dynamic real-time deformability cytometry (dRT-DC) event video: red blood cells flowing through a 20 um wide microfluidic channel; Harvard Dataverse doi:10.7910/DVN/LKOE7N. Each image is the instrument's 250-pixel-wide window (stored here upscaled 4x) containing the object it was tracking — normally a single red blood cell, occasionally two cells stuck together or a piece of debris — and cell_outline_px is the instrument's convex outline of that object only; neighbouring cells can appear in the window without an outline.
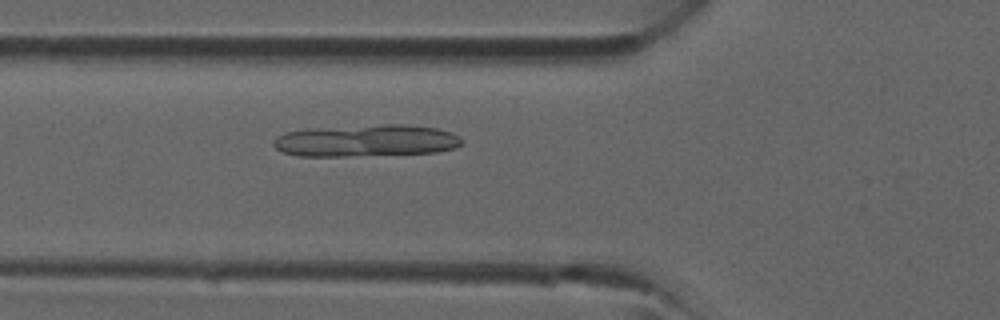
{"species": "common noctule bat (a hibernating species)", "species_latin": "Nyctalus noctula", "temperature_condition": "room temperature", "stored_images_in_passage": 41, "camera_frame_rate_fps": 3000, "um_per_image_px": 0.085, "animal": {"sex": "male", "forearm_length_mm": 52.5}, "frame": {"image": 1, "passage_image": 15, "time_ms": 4.667, "image_size_px": [1000, 320], "cell_outline_px": [[464, 144], [456, 148], [436, 152], [348, 156], [300, 156], [284, 152], [276, 148], [272, 144], [272, 140], [276, 136], [284, 132], [308, 128], [384, 124], [404, 124], [436, 128], [452, 132], [464, 140]], "centroid_in_image_um": [31.12, 11.94], "position_along_channel_um": 94.7, "area_um2": 35.49}}
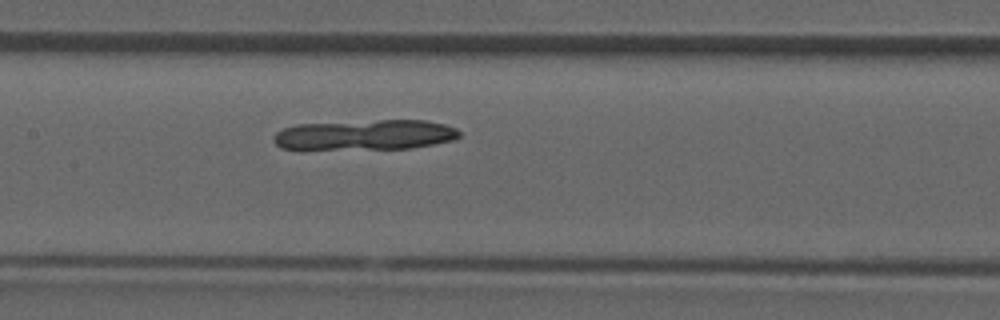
{"frame": {"image": 2, "passage_image": 20, "time_ms": 6.333, "image_size_px": [1000, 320], "cell_outline_px": [[460, 136], [456, 140], [412, 148], [304, 152], [300, 152], [280, 148], [272, 140], [272, 136], [276, 132], [284, 128], [296, 124], [380, 120], [428, 120], [444, 124], [456, 128], [460, 132]], "centroid_in_image_um": [30.91, 11.52], "position_along_channel_um": 176.5, "area_um2": 34.45}}
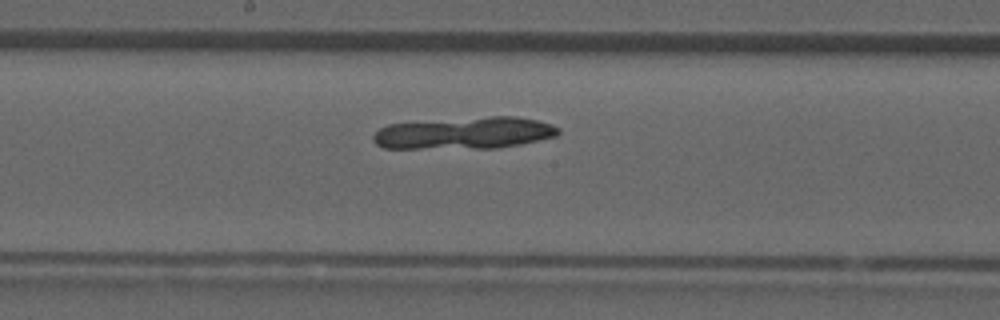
{"frame": {"image": 3, "passage_image": 22, "time_ms": 7.0, "image_size_px": [1000, 320], "cell_outline_px": [[560, 132], [556, 136], [520, 144], [496, 148], [384, 148], [376, 144], [372, 140], [372, 136], [380, 128], [388, 124], [492, 116], [516, 116], [536, 120], [552, 124], [560, 128]], "centroid_in_image_um": [39.49, 11.31], "position_along_channel_um": 208.7, "area_um2": 34.28}}